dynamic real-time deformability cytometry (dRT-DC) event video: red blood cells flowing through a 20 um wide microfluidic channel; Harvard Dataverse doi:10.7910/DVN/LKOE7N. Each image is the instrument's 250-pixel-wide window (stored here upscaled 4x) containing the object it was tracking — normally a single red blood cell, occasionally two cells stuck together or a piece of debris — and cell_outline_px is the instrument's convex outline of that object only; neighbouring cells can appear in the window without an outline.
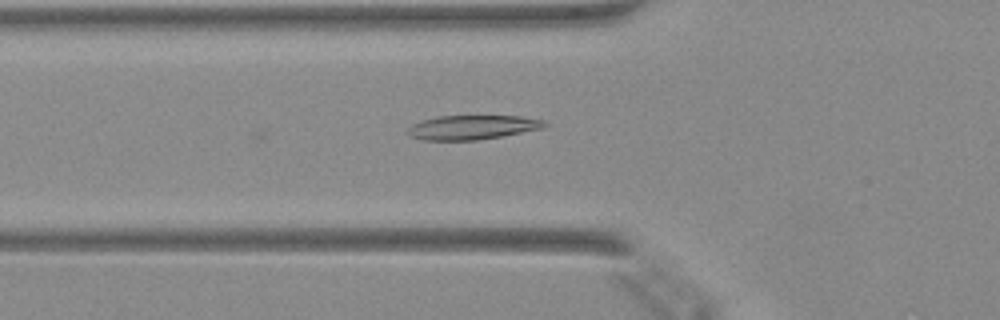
{"species": "Egyptian fruit bat (a non-hibernating species)", "species_latin": "Rousettus aegyptiacus", "temperature_condition": "warm", "stored_images_in_passage": 34, "camera_frame_rate_fps": 3000, "um_per_image_px": 0.085, "animal": {"sex": "female"}, "frame": {"image": 1, "passage_image": 3, "time_ms": 0.667, "image_size_px": [1000, 320], "cell_outline_px": [[548, 124], [544, 128], [500, 136], [476, 140], [424, 140], [408, 136], [408, 128], [412, 124], [436, 116], [520, 116], [544, 120]], "centroid_in_image_um": [40.14, 10.82], "position_along_channel_um": 85.7, "area_um2": 19.25}}
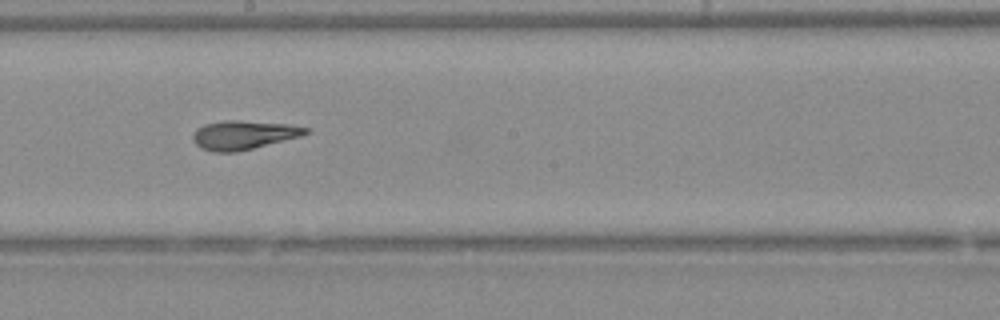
{"frame": {"image": 2, "passage_image": 13, "time_ms": 4.0, "image_size_px": [1000, 320], "cell_outline_px": [[308, 132], [300, 136], [236, 152], [216, 152], [200, 148], [192, 140], [192, 136], [196, 128], [204, 124], [228, 120], [240, 120], [288, 124], [308, 128]], "centroid_in_image_um": [20.64, 11.46], "position_along_channel_um": 227.6, "area_um2": 18.79}}
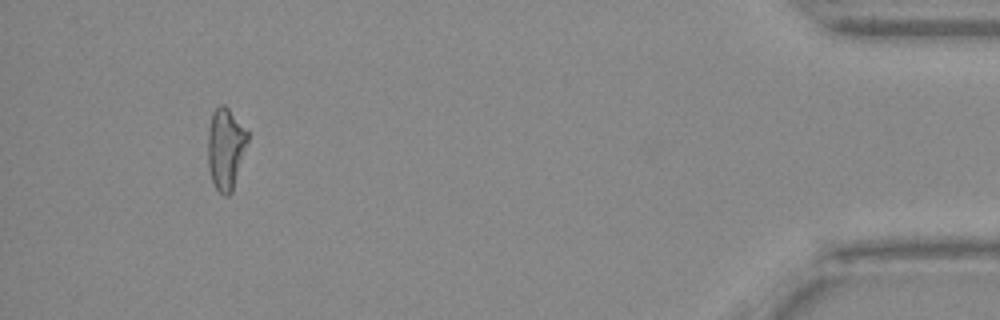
{"frame": {"image": 3, "passage_image": 31, "time_ms": 10.0, "image_size_px": [1000, 320], "cell_outline_px": [[248, 140], [232, 192], [228, 196], [224, 196], [216, 188], [212, 180], [208, 168], [208, 128], [212, 112], [220, 104], [224, 104], [228, 108], [248, 132]], "centroid_in_image_um": [19.16, 12.62], "position_along_channel_um": 416.0, "area_um2": 18.79}}